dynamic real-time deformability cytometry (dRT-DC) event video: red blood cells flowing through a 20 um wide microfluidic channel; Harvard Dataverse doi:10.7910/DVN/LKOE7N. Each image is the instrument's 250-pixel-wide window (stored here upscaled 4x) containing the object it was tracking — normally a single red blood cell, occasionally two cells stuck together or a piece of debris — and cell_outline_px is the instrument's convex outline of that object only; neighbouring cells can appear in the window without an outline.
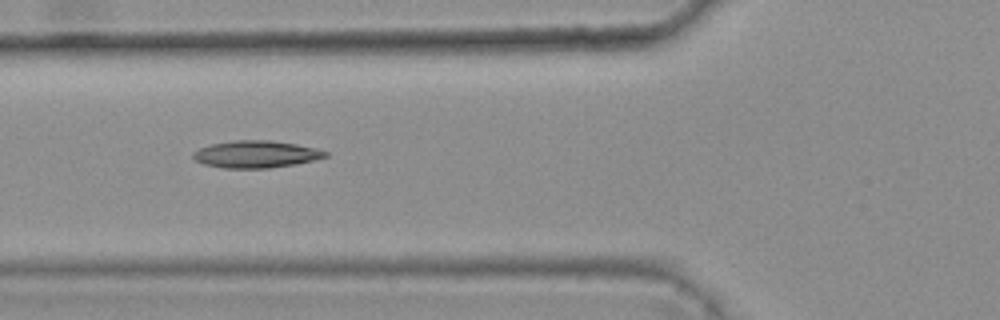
{"species": "common noctule bat (a hibernating species)", "species_latin": "Nyctalus noctula", "temperature_condition": "warm", "stored_images_in_passage": 4, "camera_frame_rate_fps": 3000, "um_per_image_px": 0.085, "animal": {"sex": "female", "body_mass_g": 25.1}, "frame": {"image": 1, "passage_image": 2, "time_ms": 0.333, "image_size_px": [1000, 320], "cell_outline_px": [[328, 156], [312, 160], [292, 164], [268, 168], [224, 168], [204, 164], [196, 160], [192, 156], [192, 152], [200, 148], [212, 144], [232, 140], [272, 140], [296, 144], [316, 148], [328, 152]], "centroid_in_image_um": [21.74, 13.1], "position_along_channel_um": 104.1, "area_um2": 20.75}}
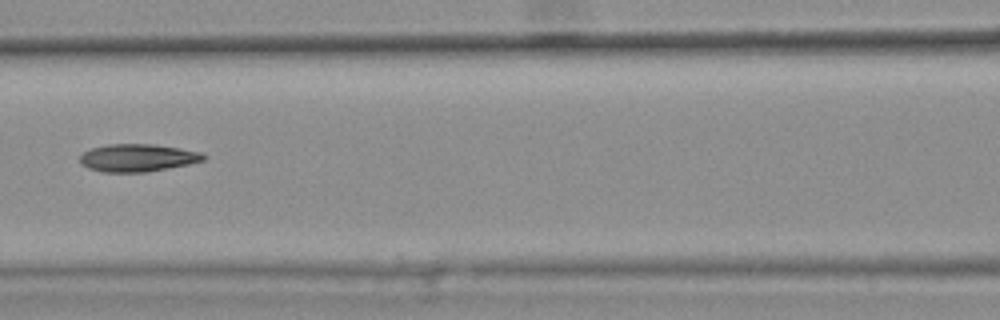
{"frame": {"image": 2, "passage_image": 3, "time_ms": 0.667, "image_size_px": [1000, 320], "cell_outline_px": [[208, 156], [204, 160], [188, 164], [148, 172], [100, 172], [88, 168], [80, 164], [80, 156], [84, 152], [92, 148], [108, 144], [156, 144], [180, 148], [200, 152]], "centroid_in_image_um": [11.69, 13.41], "position_along_channel_um": 154.9, "area_um2": 20.0}}